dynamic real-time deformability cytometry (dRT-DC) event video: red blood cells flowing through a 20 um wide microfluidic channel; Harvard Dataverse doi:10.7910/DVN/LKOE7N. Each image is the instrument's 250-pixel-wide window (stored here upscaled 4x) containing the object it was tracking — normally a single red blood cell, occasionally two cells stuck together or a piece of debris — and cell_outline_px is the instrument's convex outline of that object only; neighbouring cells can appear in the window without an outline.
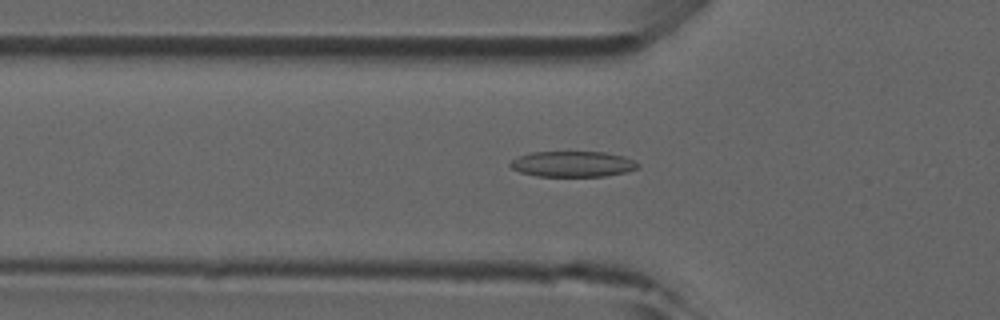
{"species": "common noctule bat (a hibernating species)", "species_latin": "Nyctalus noctula", "temperature_condition": "room temperature", "stored_images_in_passage": 18, "camera_frame_rate_fps": 3000, "um_per_image_px": 0.085, "animal": {"sex": "male", "forearm_length_mm": 52.5}, "frame": {"image": 1, "passage_image": 8, "time_ms": 2.333, "image_size_px": [1000, 320], "cell_outline_px": [[640, 168], [628, 172], [604, 176], [536, 176], [520, 172], [512, 168], [508, 164], [512, 160], [520, 156], [532, 152], [604, 152], [624, 156], [636, 160], [640, 164]], "centroid_in_image_um": [48.74, 13.94], "position_along_channel_um": 77.1, "area_um2": 19.25}}
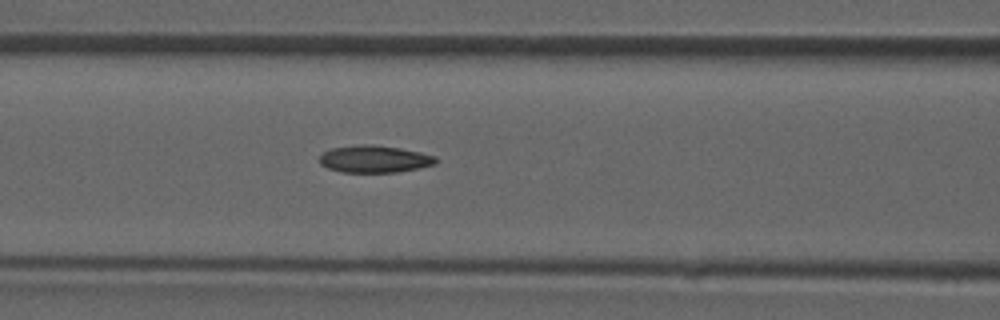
{"frame": {"image": 2, "passage_image": 12, "time_ms": 3.667, "image_size_px": [1000, 320], "cell_outline_px": [[436, 164], [396, 172], [344, 172], [328, 168], [320, 164], [320, 156], [324, 152], [332, 148], [364, 144], [372, 144], [400, 148], [420, 152], [436, 156]], "centroid_in_image_um": [31.83, 13.51], "position_along_channel_um": 134.8, "area_um2": 18.21}}